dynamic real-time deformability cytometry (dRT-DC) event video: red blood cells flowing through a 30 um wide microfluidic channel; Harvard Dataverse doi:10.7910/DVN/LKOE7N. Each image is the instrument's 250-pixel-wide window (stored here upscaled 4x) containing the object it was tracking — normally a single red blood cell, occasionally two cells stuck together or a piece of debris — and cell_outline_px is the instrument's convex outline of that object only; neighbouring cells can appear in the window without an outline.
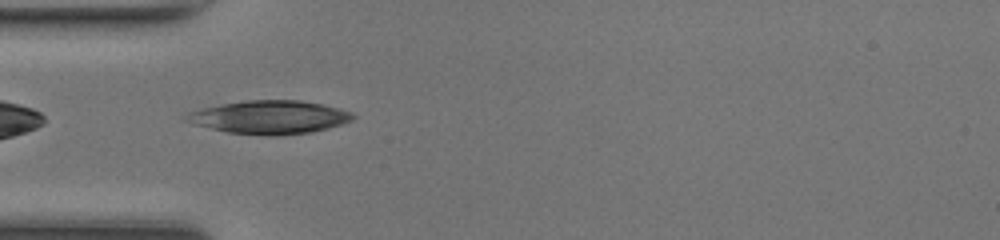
{"species": "common noctule bat (a hibernating species)", "species_latin": "Nyctalus noctula", "temperature_condition": "room temperature", "stored_images_in_passage": 32, "camera_frame_rate_fps": 3000, "um_per_image_px": 0.085, "animal": {"sex": "female", "body_mass_g": 17.0, "forearm_length_mm": 48.0}, "frame": {"image": 1, "passage_image": 1, "time_ms": 0.0, "image_size_px": [1000, 240], "cell_outline_px": [[356, 116], [352, 120], [328, 128], [312, 132], [276, 136], [268, 136], [228, 132], [196, 124], [184, 120], [184, 116], [188, 112], [220, 104], [248, 100], [300, 100], [340, 108], [352, 112]], "centroid_in_image_um": [22.94, 9.96], "position_along_channel_um": 62.1, "area_um2": 32.19}}
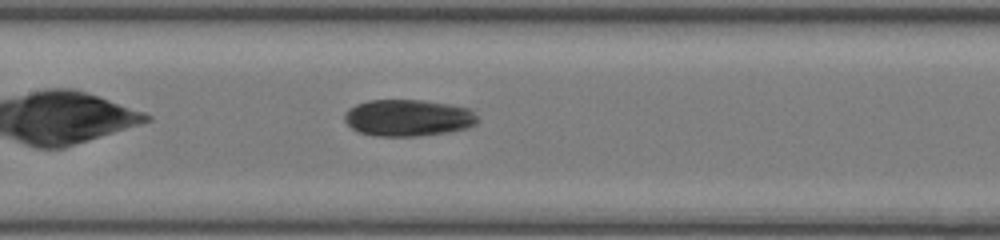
{"frame": {"image": 2, "passage_image": 9, "time_ms": 2.667, "image_size_px": [1000, 240], "cell_outline_px": [[480, 120], [476, 124], [468, 128], [448, 132], [420, 136], [376, 136], [360, 132], [352, 128], [344, 120], [344, 112], [348, 108], [356, 104], [368, 100], [424, 100], [448, 104], [468, 108]], "centroid_in_image_um": [34.68, 10.01], "position_along_channel_um": 172.7, "area_um2": 28.61}}
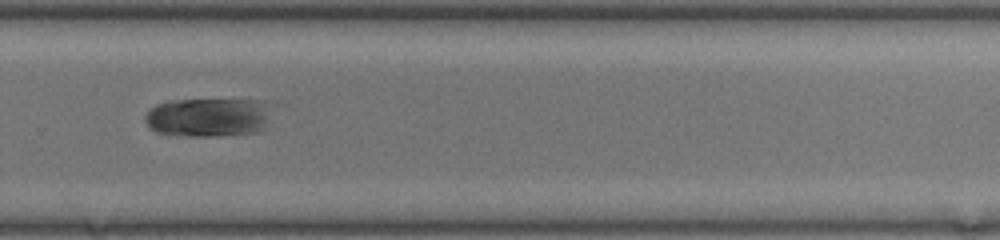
{"frame": {"image": 3, "passage_image": 19, "time_ms": 6.0, "image_size_px": [1000, 240], "cell_outline_px": [[276, 104], [264, 132], [216, 136], [188, 136], [156, 132], [148, 128], [144, 120], [144, 116], [156, 104], [172, 100], [264, 100]], "centroid_in_image_um": [17.83, 9.97], "position_along_channel_um": 312.0, "area_um2": 29.65}, "authors_computed_cell_mechanics": {"area_um2": 28.7555, "velocity_mm_per_s": 4.1787, "shape_relaxation_time_tau1_ms": 2.0548, "shape_relaxation_time_tau2_ms": null, "deformation_change_tau1": 0.1203, "deformation_change_tau2": null}}